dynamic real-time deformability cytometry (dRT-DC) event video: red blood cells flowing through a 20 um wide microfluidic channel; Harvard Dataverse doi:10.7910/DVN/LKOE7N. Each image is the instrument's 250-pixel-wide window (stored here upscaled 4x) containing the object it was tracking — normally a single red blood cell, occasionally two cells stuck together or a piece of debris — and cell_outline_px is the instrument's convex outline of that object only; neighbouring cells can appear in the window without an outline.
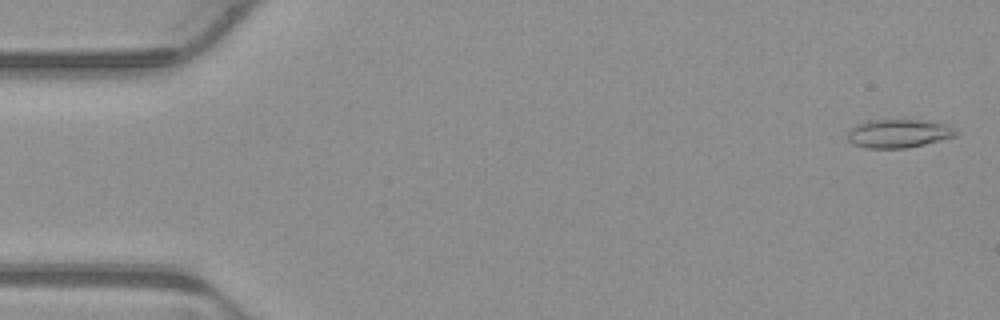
{"species": "common noctule bat (a hibernating species)", "species_latin": "Nyctalus noctula", "temperature_condition": "warm", "stored_images_in_passage": 7, "camera_frame_rate_fps": 3000, "um_per_image_px": 0.085, "animal": {"sex": "male", "body_mass_g": 23.1, "forearm_length_mm": 52.7}, "frame": {"image": 1, "passage_image": 1, "time_ms": 0.0, "image_size_px": [1000, 320], "cell_outline_px": [[960, 132], [956, 136], [924, 144], [904, 148], [864, 148], [852, 144], [848, 140], [848, 132], [856, 124], [868, 120], [920, 120], [944, 124]], "centroid_in_image_um": [76.34, 11.35], "position_along_channel_um": 8.7, "area_um2": 17.86}}
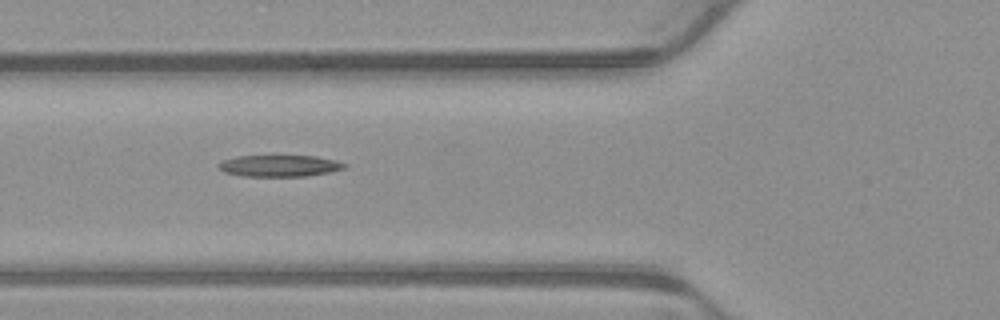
{"frame": {"image": 2, "passage_image": 6, "time_ms": 1.667, "image_size_px": [1000, 320], "cell_outline_px": [[348, 164], [344, 168], [328, 172], [304, 176], [244, 176], [224, 172], [216, 164], [220, 160], [236, 156], [316, 156], [336, 160]], "centroid_in_image_um": [23.72, 14.08], "position_along_channel_um": 102.1, "area_um2": 15.78}}
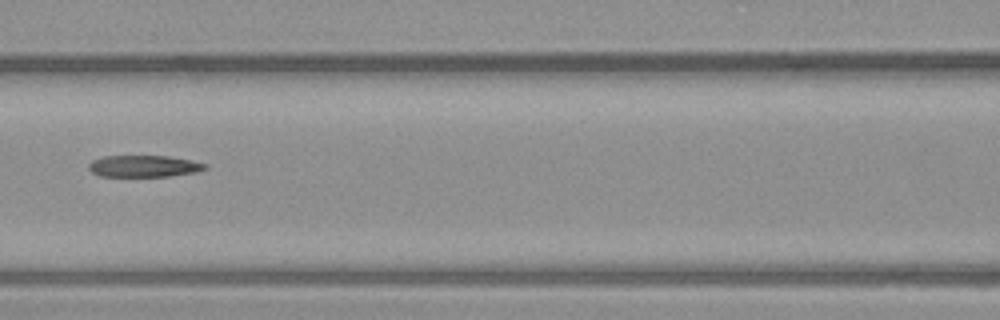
{"frame": {"image": 3, "passage_image": 7, "time_ms": 2.0, "image_size_px": [1000, 320], "cell_outline_px": [[208, 168], [196, 172], [168, 176], [100, 176], [92, 172], [88, 168], [88, 164], [92, 160], [104, 156], [168, 156], [192, 160], [208, 164]], "centroid_in_image_um": [12.25, 14.12], "position_along_channel_um": 154.4, "area_um2": 14.74}}